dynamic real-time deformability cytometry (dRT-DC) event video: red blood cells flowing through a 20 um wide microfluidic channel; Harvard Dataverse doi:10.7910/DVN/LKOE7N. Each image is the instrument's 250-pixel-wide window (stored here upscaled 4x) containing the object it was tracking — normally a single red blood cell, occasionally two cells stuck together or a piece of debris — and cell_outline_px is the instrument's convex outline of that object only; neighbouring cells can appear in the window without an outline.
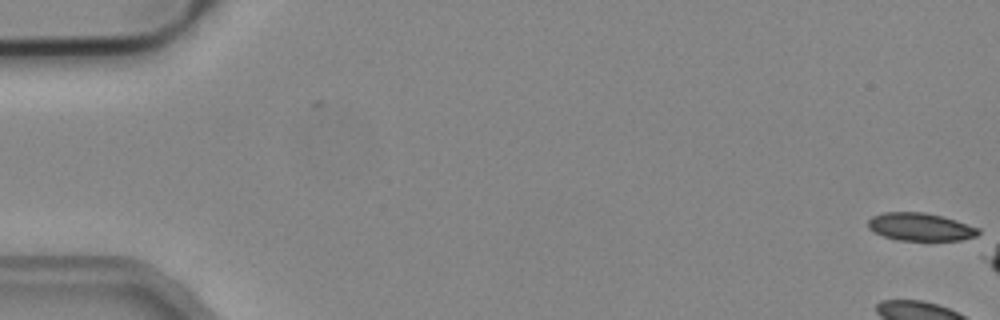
{"species": "common noctule bat (a hibernating species)", "species_latin": "Nyctalus noctula", "temperature_condition": "cold", "stored_images_in_passage": 2, "camera_frame_rate_fps": 3000, "um_per_image_px": 0.085, "animal": {"sex": "male", "body_mass_g": 19.2, "forearm_length_mm": 51.8}, "frame": {"image": 1, "passage_image": 2, "time_ms": 0.333, "image_size_px": [1000, 320], "cell_outline_px": [[980, 232], [976, 236], [960, 240], [896, 240], [884, 236], [868, 228], [868, 220], [872, 216], [884, 212], [924, 212], [944, 216], [980, 228]], "centroid_in_image_um": [78.24, 19.27], "position_along_channel_um": 6.8, "area_um2": 17.92}}